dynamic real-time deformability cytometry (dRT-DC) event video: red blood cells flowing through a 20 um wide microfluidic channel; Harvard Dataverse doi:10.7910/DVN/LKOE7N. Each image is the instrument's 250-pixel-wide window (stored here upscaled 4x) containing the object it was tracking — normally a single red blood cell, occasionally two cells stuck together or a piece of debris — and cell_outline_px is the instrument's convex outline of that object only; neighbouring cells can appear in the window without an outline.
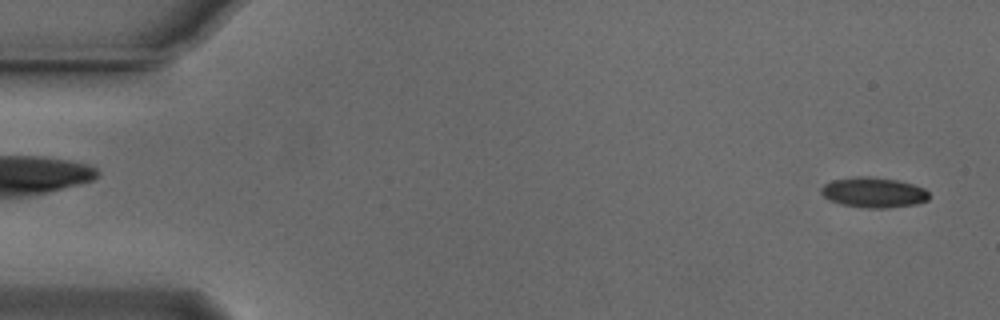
{"species": "Egyptian fruit bat (a non-hibernating species)", "species_latin": "Rousettus aegyptiacus", "temperature_condition": "cold", "stored_images_in_passage": 37, "camera_frame_rate_fps": 3000, "um_per_image_px": 0.085, "animal": {"sex": "male"}, "frame": {"image": 1, "passage_image": 1, "time_ms": 0.0, "image_size_px": [1000, 320], "cell_outline_px": [[928, 200], [916, 204], [884, 208], [864, 208], [840, 204], [824, 196], [820, 192], [820, 188], [824, 184], [832, 180], [856, 176], [872, 176], [896, 180], [912, 184], [924, 188], [928, 192]], "centroid_in_image_um": [74.23, 16.35], "position_along_channel_um": 10.8, "area_um2": 19.02}}
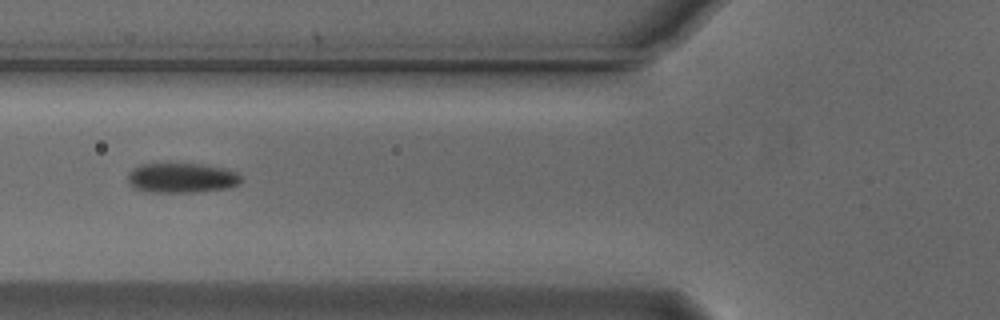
{"frame": {"image": 2, "passage_image": 19, "time_ms": 6.0, "image_size_px": [1000, 320], "cell_outline_px": [[240, 184], [228, 188], [192, 192], [148, 192], [132, 188], [128, 180], [128, 172], [132, 168], [140, 164], [200, 164], [224, 168], [236, 172], [240, 176]], "centroid_in_image_um": [15.4, 15.12], "position_along_channel_um": 110.4, "area_um2": 19.71}}
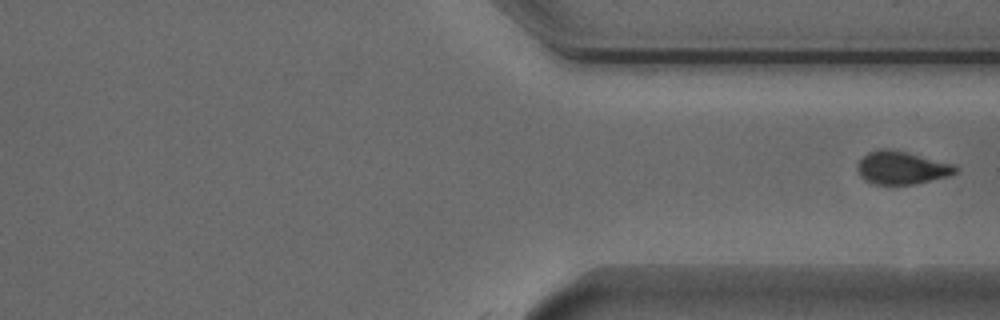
{"frame": {"image": 3, "passage_image": 37, "time_ms": 12.0, "image_size_px": [1000, 320], "cell_outline_px": [[956, 172], [948, 176], [916, 184], [876, 184], [864, 180], [860, 176], [856, 168], [856, 164], [868, 152], [880, 148], [888, 148], [908, 152], [952, 164], [956, 168]], "centroid_in_image_um": [76.59, 14.25], "position_along_channel_um": 334.8, "area_um2": 18.79}}